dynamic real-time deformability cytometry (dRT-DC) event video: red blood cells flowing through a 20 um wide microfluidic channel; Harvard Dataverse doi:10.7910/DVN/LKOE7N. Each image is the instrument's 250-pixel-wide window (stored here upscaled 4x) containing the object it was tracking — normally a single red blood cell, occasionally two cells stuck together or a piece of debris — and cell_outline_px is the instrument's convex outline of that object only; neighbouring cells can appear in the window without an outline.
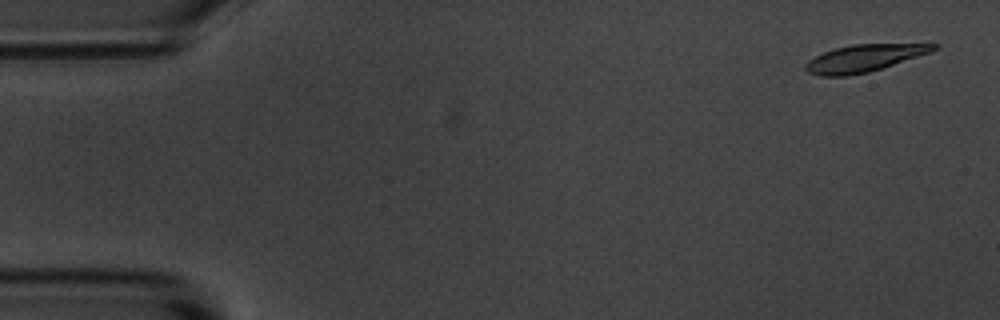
{"species": "common noctule bat (a hibernating species)", "species_latin": "Nyctalus noctula", "temperature_condition": "room temperature", "stored_images_in_passage": 45, "camera_frame_rate_fps": 3000, "um_per_image_px": 0.085, "animal": {"sex": "male", "body_mass_g": 20.1, "forearm_length_mm": 53.5}, "frame": {"image": 1, "passage_image": 3, "time_ms": 0.667, "image_size_px": [1000, 320], "cell_outline_px": [[940, 44], [932, 52], [868, 72], [848, 76], [820, 76], [808, 72], [804, 68], [804, 64], [808, 60], [824, 52], [836, 48], [852, 44]], "centroid_in_image_um": [73.41, 4.95], "position_along_channel_um": 11.6, "area_um2": 20.06}}
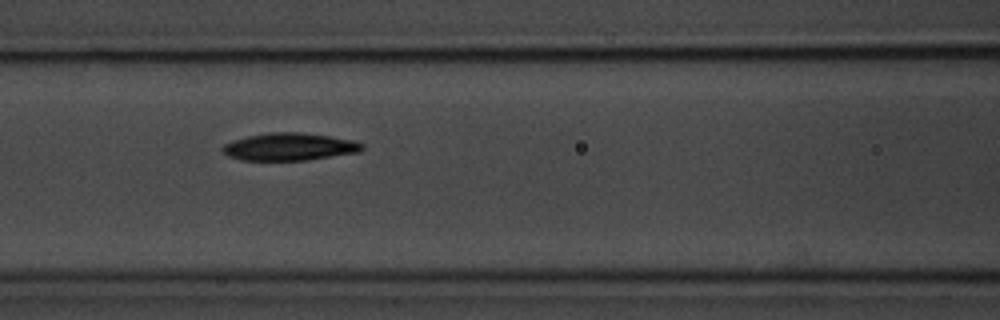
{"frame": {"image": 2, "passage_image": 24, "time_ms": 7.667, "image_size_px": [1000, 320], "cell_outline_px": [[364, 148], [360, 152], [308, 160], [240, 160], [228, 156], [220, 148], [224, 144], [232, 140], [248, 136], [268, 132], [300, 132], [328, 136], [352, 140], [364, 144]], "centroid_in_image_um": [24.59, 12.47], "position_along_channel_um": 142.0, "area_um2": 22.43}}
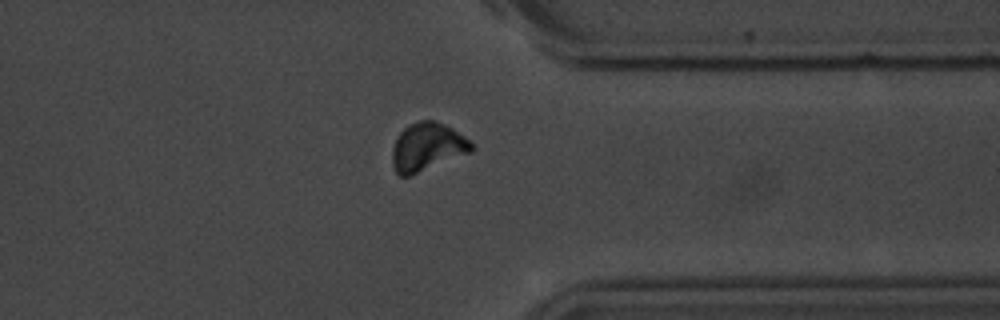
{"frame": {"image": 3, "passage_image": 44, "time_ms": 14.333, "image_size_px": [1000, 320], "cell_outline_px": [[476, 148], [472, 152], [412, 176], [400, 176], [396, 172], [392, 164], [392, 148], [396, 136], [408, 124], [420, 120], [436, 120], [452, 128], [464, 136]], "centroid_in_image_um": [36.31, 12.5], "position_along_channel_um": 375.1, "area_um2": 22.66}}